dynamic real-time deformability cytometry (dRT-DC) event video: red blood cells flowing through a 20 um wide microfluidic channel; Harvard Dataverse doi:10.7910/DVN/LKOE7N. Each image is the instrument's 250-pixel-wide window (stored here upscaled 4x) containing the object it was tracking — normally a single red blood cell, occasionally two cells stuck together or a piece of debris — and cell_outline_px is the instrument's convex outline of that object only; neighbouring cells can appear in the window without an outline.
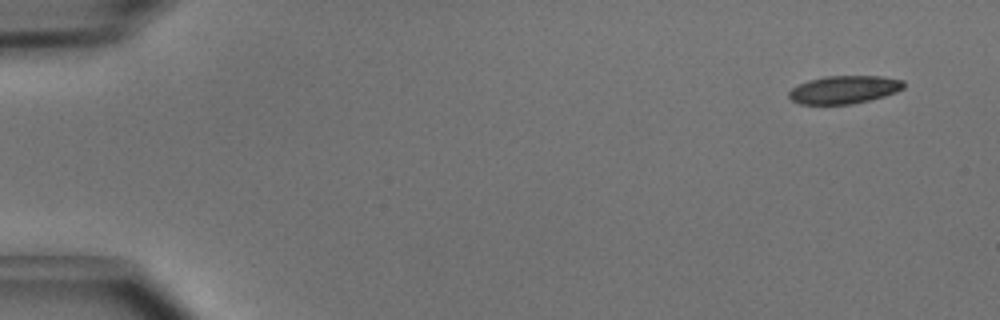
{"species": "common noctule bat (a hibernating species)", "species_latin": "Nyctalus noctula", "temperature_condition": "cold", "stored_images_in_passage": 5, "camera_frame_rate_fps": 3000, "um_per_image_px": 0.085, "animal": {"sex": "male", "body_mass_g": 15.6}, "frame": {"image": 1, "passage_image": 1, "time_ms": 0.0, "image_size_px": [1000, 320], "cell_outline_px": [[904, 88], [896, 92], [884, 96], [852, 104], [800, 104], [792, 100], [788, 96], [788, 92], [792, 88], [808, 80], [824, 76], [880, 76], [904, 80]], "centroid_in_image_um": [71.75, 7.61], "position_along_channel_um": 13.3, "area_um2": 18.67}}
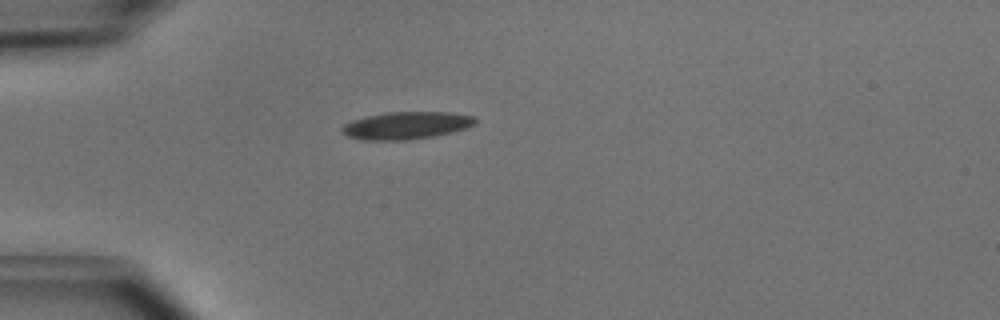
{"frame": {"image": 2, "passage_image": 4, "time_ms": 1.0, "image_size_px": [1000, 320], "cell_outline_px": [[476, 124], [452, 132], [436, 136], [408, 140], [360, 140], [348, 136], [340, 132], [340, 128], [344, 124], [352, 120], [368, 116], [388, 112], [452, 112], [476, 116]], "centroid_in_image_um": [34.54, 10.67], "position_along_channel_um": 50.5, "area_um2": 21.5}}